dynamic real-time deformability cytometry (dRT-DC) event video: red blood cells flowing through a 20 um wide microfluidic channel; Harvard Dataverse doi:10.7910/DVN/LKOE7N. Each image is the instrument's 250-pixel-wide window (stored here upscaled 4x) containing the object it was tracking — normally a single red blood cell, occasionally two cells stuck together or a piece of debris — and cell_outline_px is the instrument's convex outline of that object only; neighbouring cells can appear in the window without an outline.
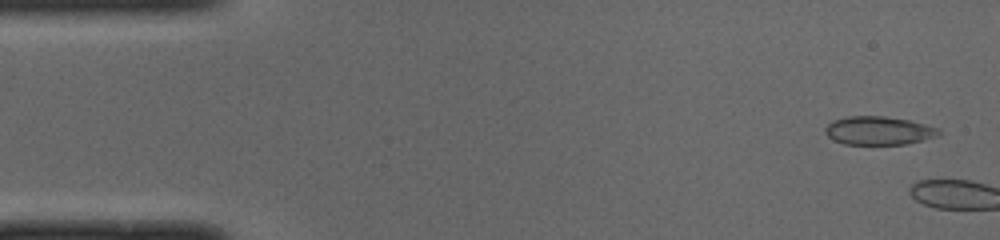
{"species": "common noctule bat (a hibernating species)", "species_latin": "Nyctalus noctula", "temperature_condition": "cold", "stored_images_in_passage": 11, "camera_frame_rate_fps": 3000, "um_per_image_px": 0.085, "animal": {"sex": "male", "body_mass_g": 19.0, "forearm_length_mm": 50.8}, "frame": {"image": 1, "passage_image": 2, "time_ms": 0.333, "image_size_px": [1000, 240], "cell_outline_px": [[940, 132], [936, 136], [904, 144], [844, 144], [832, 140], [824, 132], [824, 128], [832, 120], [848, 116], [884, 116], [908, 120], [940, 128]], "centroid_in_image_um": [74.62, 11.1], "position_along_channel_um": 10.4, "area_um2": 18.73}}